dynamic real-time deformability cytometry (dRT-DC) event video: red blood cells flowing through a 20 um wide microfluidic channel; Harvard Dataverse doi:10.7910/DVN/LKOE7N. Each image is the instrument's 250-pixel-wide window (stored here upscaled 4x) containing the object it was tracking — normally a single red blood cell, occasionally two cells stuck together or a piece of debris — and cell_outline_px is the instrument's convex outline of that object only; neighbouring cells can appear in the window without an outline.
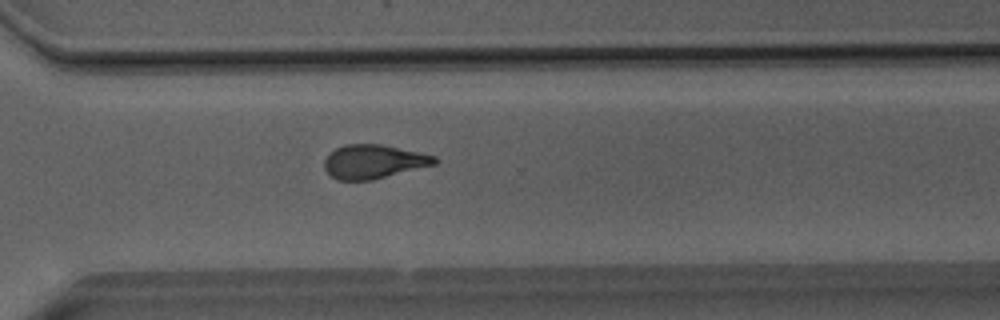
{"species": "Egyptian fruit bat (a non-hibernating species)", "species_latin": "Rousettus aegyptiacus", "temperature_condition": "room temperature", "stored_images_in_passage": 48, "camera_frame_rate_fps": 3000, "um_per_image_px": 0.085, "animal": {"sex": "male"}, "frame": {"image": 1, "passage_image": 37, "time_ms": 12.0, "image_size_px": [1000, 320], "cell_outline_px": [[440, 160], [436, 164], [372, 180], [336, 180], [324, 168], [324, 160], [336, 148], [344, 144], [380, 144], [436, 156]], "centroid_in_image_um": [31.77, 13.74], "position_along_channel_um": 338.8, "area_um2": 21.62}}
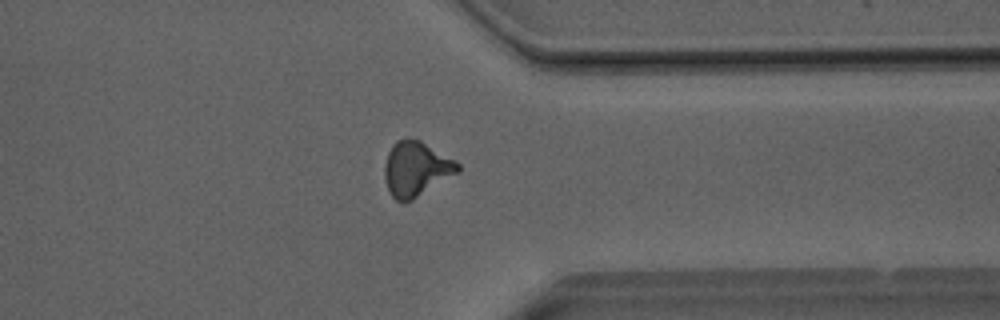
{"frame": {"image": 2, "passage_image": 40, "time_ms": 13.0, "image_size_px": [1000, 320], "cell_outline_px": [[460, 172], [412, 200], [404, 204], [396, 200], [392, 196], [388, 188], [384, 176], [384, 168], [388, 152], [396, 140], [420, 140], [456, 160], [460, 164]], "centroid_in_image_um": [35.39, 14.38], "position_along_channel_um": 376.0, "area_um2": 23.35}}
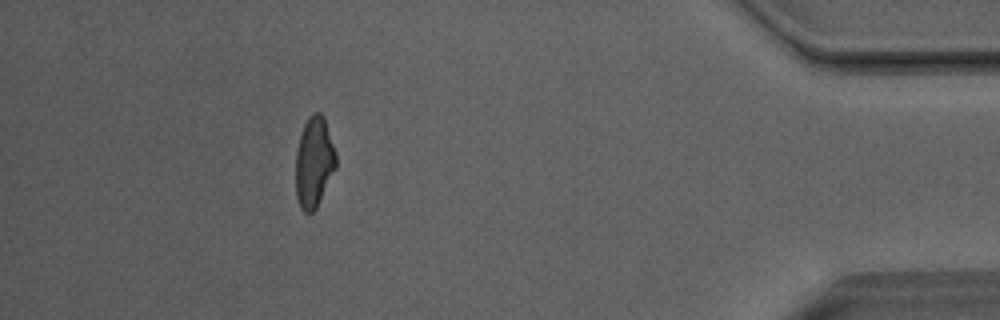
{"frame": {"image": 3, "passage_image": 46, "time_ms": 15.0, "image_size_px": [1000, 320], "cell_outline_px": [[336, 168], [316, 208], [312, 212], [304, 212], [300, 208], [296, 196], [296, 152], [300, 132], [308, 116], [312, 112], [320, 112], [324, 116], [336, 152]], "centroid_in_image_um": [26.69, 13.75], "position_along_channel_um": 408.5, "area_um2": 21.44}}